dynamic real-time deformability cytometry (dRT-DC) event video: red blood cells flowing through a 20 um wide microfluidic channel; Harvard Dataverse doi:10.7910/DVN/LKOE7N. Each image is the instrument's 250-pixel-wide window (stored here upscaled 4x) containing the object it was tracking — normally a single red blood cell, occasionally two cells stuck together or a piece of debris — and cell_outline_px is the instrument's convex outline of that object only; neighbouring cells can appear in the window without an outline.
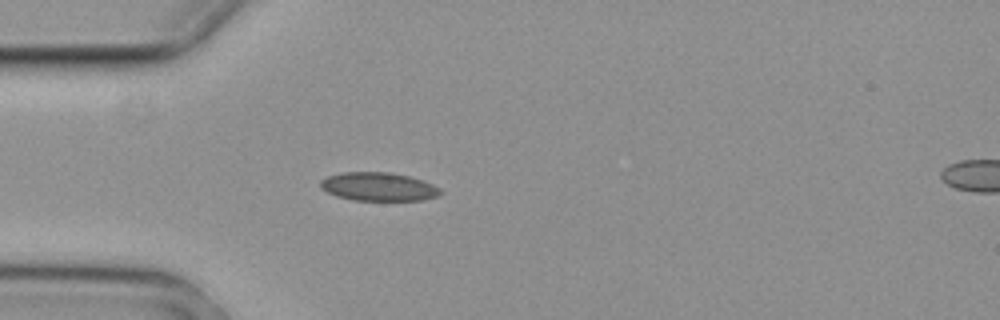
{"species": "common noctule bat (a hibernating species)", "species_latin": "Nyctalus noctula", "temperature_condition": "cold", "stored_images_in_passage": 6, "segment_of_instrument_passage": [1, 2], "camera_frame_rate_fps": 3000, "um_per_image_px": 0.085, "animal": {"sex": "female", "body_mass_g": 29.2, "forearm_length_mm": 56.3}, "frame": {"image": 1, "passage_image": 5, "time_ms": 1.333, "image_size_px": [1000, 320], "cell_outline_px": [[444, 192], [440, 196], [424, 200], [352, 200], [336, 196], [320, 188], [320, 180], [328, 176], [340, 172], [388, 172], [408, 176], [432, 184], [440, 188]], "centroid_in_image_um": [32.18, 15.87], "position_along_channel_um": 52.8, "area_um2": 20.0}}